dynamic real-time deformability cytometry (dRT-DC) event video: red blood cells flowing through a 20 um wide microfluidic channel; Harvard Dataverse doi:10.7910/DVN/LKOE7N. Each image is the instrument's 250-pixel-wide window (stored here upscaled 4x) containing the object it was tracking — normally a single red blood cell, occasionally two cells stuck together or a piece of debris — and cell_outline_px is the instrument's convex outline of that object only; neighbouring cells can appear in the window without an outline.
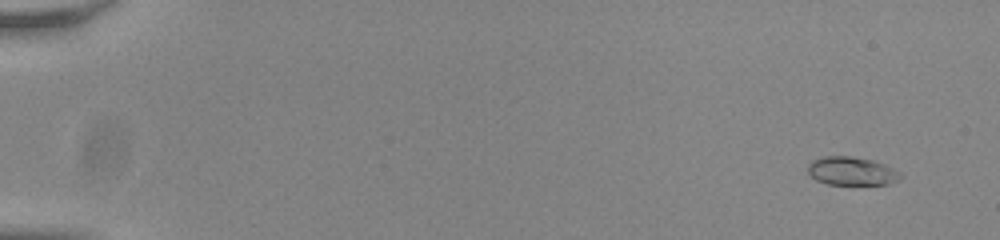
{"species": "common noctule bat (a hibernating species)", "species_latin": "Nyctalus noctula", "temperature_condition": "room temperature", "stored_images_in_passage": 57, "camera_frame_rate_fps": 3000, "um_per_image_px": 0.085, "animal": {"sex": "male", "body_mass_g": 20.0, "forearm_length_mm": 53.3}, "frame": {"image": 1, "passage_image": 5, "time_ms": 1.333, "image_size_px": [1000, 240], "cell_outline_px": [[904, 176], [888, 184], [828, 184], [816, 180], [808, 172], [808, 164], [812, 160], [824, 156], [848, 156], [872, 160], [884, 164], [900, 172]], "centroid_in_image_um": [72.38, 14.54], "position_along_channel_um": 12.6, "area_um2": 15.2}}
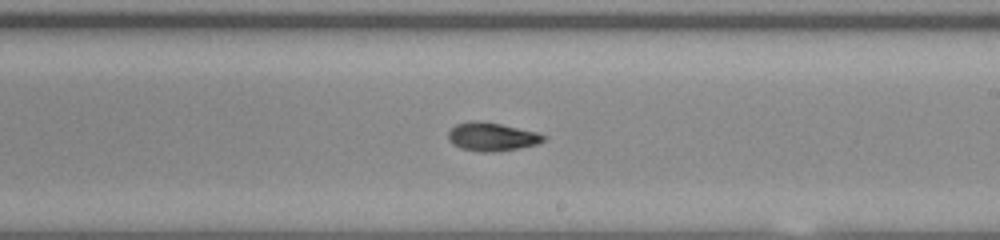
{"frame": {"image": 2, "passage_image": 36, "time_ms": 11.667, "image_size_px": [1000, 240], "cell_outline_px": [[548, 136], [544, 140], [536, 144], [520, 148], [492, 152], [484, 152], [460, 148], [452, 144], [448, 140], [448, 132], [456, 124], [472, 120], [476, 120], [500, 124], [536, 132]], "centroid_in_image_um": [41.78, 11.62], "position_along_channel_um": 247.2, "area_um2": 15.72}}
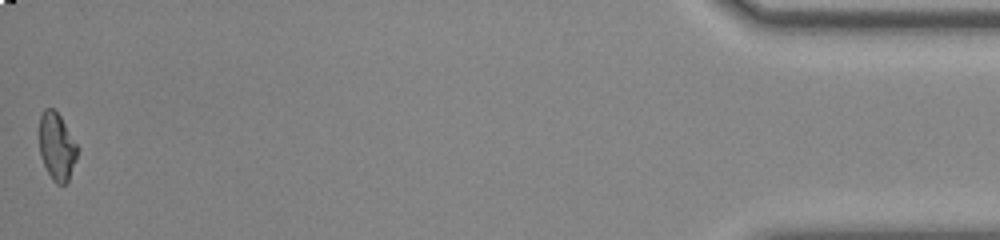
{"frame": {"image": 3, "passage_image": 57, "time_ms": 18.667, "image_size_px": [1000, 240], "cell_outline_px": [[80, 148], [76, 160], [68, 180], [64, 184], [56, 184], [52, 180], [40, 156], [40, 116], [44, 108], [52, 108], [60, 116]], "centroid_in_image_um": [4.85, 12.46], "position_along_channel_um": 430.4, "area_um2": 14.97}, "authors_computed_cell_mechanics": {"area_um2": 15.4904, "velocity_mm_per_s": 3.8098, "shape_relaxation_time_tau1_ms": 6.3957, "shape_relaxation_time_tau2_ms": 2.5909, "deformation_change_tau1": 0.2008, "deformation_change_tau2": 0.0689}}